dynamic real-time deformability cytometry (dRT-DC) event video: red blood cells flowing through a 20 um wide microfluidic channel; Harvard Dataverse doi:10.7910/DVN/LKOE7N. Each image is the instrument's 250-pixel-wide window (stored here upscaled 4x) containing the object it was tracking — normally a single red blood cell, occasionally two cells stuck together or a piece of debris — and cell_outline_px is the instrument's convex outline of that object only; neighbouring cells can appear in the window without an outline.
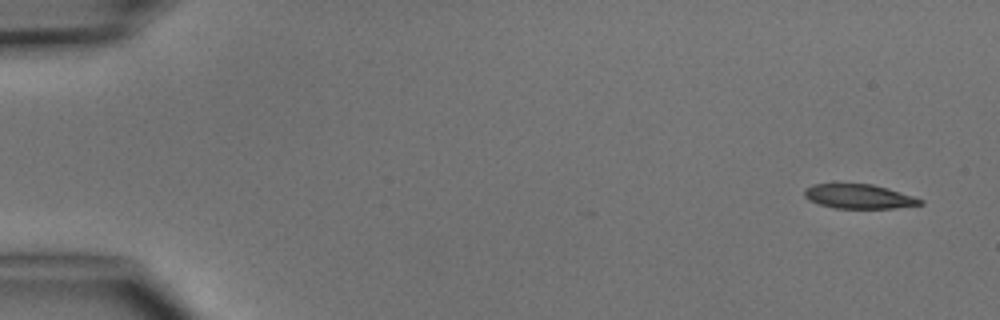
{"species": "common noctule bat (a hibernating species)", "species_latin": "Nyctalus noctula", "temperature_condition": "cold", "stored_images_in_passage": 7, "camera_frame_rate_fps": 3000, "um_per_image_px": 0.085, "animal": {"sex": "male", "body_mass_g": 15.6}, "frame": {"image": 1, "passage_image": 1, "time_ms": 0.0, "image_size_px": [1000, 320], "cell_outline_px": [[924, 204], [892, 208], [836, 208], [820, 204], [808, 200], [804, 196], [804, 188], [812, 184], [872, 184], [888, 188], [924, 200]], "centroid_in_image_um": [72.99, 16.69], "position_along_channel_um": 12.0, "area_um2": 16.36}}
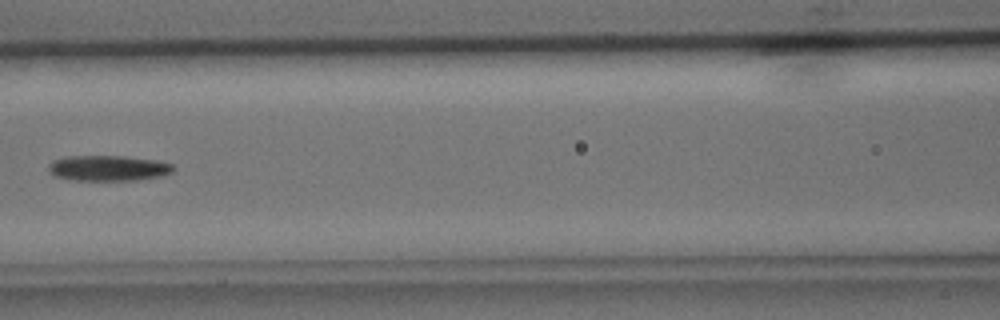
{"frame": {"image": 2, "passage_image": 6, "time_ms": 6.667, "image_size_px": [1000, 320], "cell_outline_px": [[176, 168], [172, 172], [160, 176], [136, 180], [72, 180], [56, 176], [48, 172], [48, 164], [52, 160], [68, 156], [124, 156], [160, 160], [172, 164]], "centroid_in_image_um": [9.21, 14.28], "position_along_channel_um": 157.4, "area_um2": 18.73}}
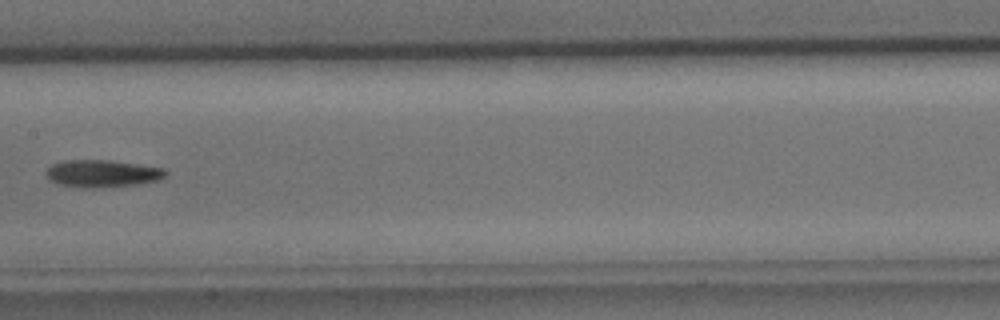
{"frame": {"image": 3, "passage_image": 7, "time_ms": 7.667, "image_size_px": [1000, 320], "cell_outline_px": [[168, 172], [164, 176], [156, 180], [136, 184], [92, 188], [80, 188], [60, 184], [48, 180], [44, 172], [52, 164], [64, 160], [108, 160], [164, 168]], "centroid_in_image_um": [8.62, 14.75], "position_along_channel_um": 198.8, "area_um2": 18.9}}